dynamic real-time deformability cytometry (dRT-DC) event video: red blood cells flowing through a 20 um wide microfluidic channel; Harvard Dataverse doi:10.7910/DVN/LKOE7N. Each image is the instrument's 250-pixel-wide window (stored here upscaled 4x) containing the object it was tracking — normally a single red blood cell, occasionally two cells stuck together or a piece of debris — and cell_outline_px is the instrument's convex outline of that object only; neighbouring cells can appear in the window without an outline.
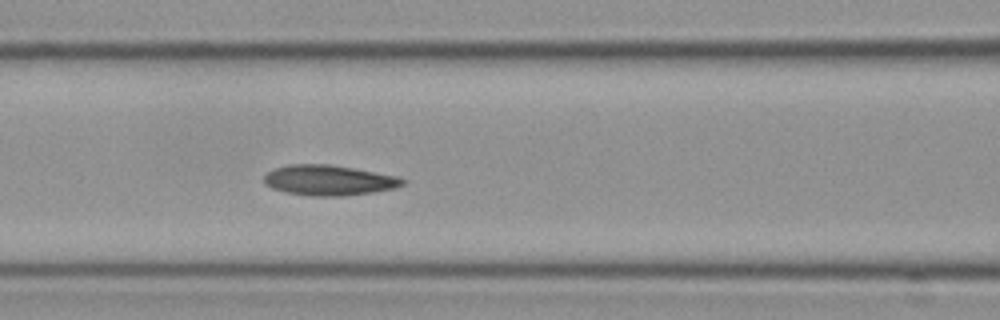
{"species": "Egyptian fruit bat (a non-hibernating species)", "species_latin": "Rousettus aegyptiacus", "temperature_condition": "cold", "stored_images_in_passage": 9, "segment_of_instrument_passage": [1, 2], "camera_frame_rate_fps": 3000, "um_per_image_px": 0.085, "frame": {"image": 1, "passage_image": 8, "time_ms": 2.333, "image_size_px": [1000, 320], "cell_outline_px": [[408, 180], [404, 184], [392, 188], [372, 192], [344, 196], [312, 196], [284, 192], [272, 188], [264, 184], [264, 176], [268, 172], [276, 168], [288, 164], [332, 164], [400, 176]], "centroid_in_image_um": [27.97, 15.31], "position_along_channel_um": 138.6, "area_um2": 24.68}}